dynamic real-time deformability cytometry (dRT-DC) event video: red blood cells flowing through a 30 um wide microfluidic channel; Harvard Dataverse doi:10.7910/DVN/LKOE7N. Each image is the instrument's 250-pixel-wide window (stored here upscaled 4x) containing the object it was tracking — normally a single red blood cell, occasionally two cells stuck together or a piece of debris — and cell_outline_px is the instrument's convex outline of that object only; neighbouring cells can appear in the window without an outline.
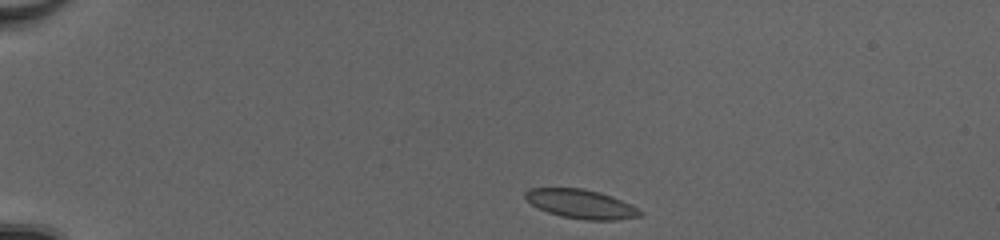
{"species": "common noctule bat (a hibernating species)", "species_latin": "Nyctalus noctula", "temperature_condition": "cold", "stored_images_in_passage": 41, "camera_frame_rate_fps": 3000, "um_per_image_px": 0.085, "animal": {"sex": "female", "body_mass_g": 20.0, "forearm_length_mm": 54.0}, "frame": {"image": 1, "passage_image": 1, "time_ms": 0.0, "image_size_px": [1000, 240], "cell_outline_px": [[644, 212], [640, 216], [616, 220], [584, 220], [560, 216], [548, 212], [532, 204], [524, 196], [524, 192], [528, 188], [584, 188], [600, 192], [612, 196], [632, 204]], "centroid_in_image_um": [49.42, 17.33], "position_along_channel_um": 35.6, "area_um2": 19.54}}
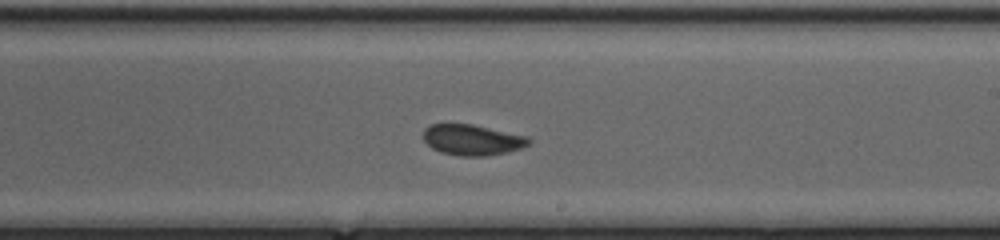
{"frame": {"image": 2, "passage_image": 22, "time_ms": 7.0, "image_size_px": [1000, 240], "cell_outline_px": [[532, 140], [528, 144], [520, 148], [508, 152], [484, 156], [460, 156], [440, 152], [432, 148], [424, 140], [424, 128], [428, 124], [472, 124], [528, 136]], "centroid_in_image_um": [40.14, 11.88], "position_along_channel_um": 248.9, "area_um2": 18.9}}
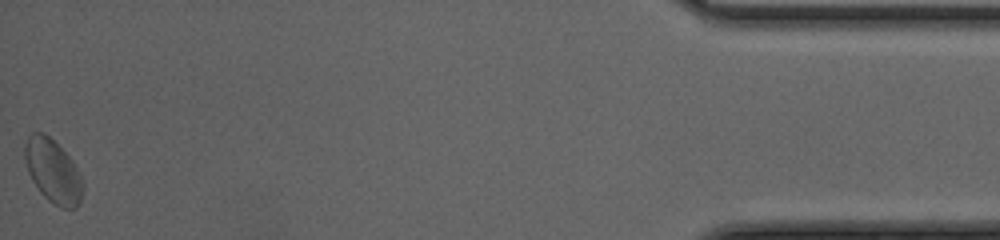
{"frame": {"image": 3, "passage_image": 41, "time_ms": 13.333, "image_size_px": [1000, 240], "cell_outline_px": [[84, 184], [80, 204], [76, 208], [60, 208], [48, 200], [40, 192], [32, 180], [28, 172], [24, 156], [24, 144], [28, 136], [32, 132], [44, 132], [72, 160]], "centroid_in_image_um": [4.49, 14.56], "position_along_channel_um": 430.7, "area_um2": 21.39}, "authors_computed_cell_mechanics": {"area_um2": 19.4786, "velocity_mm_per_s": 4.108, "shape_relaxation_time_tau1_ms": 4.7993, "shape_relaxation_time_tau2_ms": 2.353, "deformation_change_tau1": 0.0987, "deformation_change_tau2": 0.0553}}